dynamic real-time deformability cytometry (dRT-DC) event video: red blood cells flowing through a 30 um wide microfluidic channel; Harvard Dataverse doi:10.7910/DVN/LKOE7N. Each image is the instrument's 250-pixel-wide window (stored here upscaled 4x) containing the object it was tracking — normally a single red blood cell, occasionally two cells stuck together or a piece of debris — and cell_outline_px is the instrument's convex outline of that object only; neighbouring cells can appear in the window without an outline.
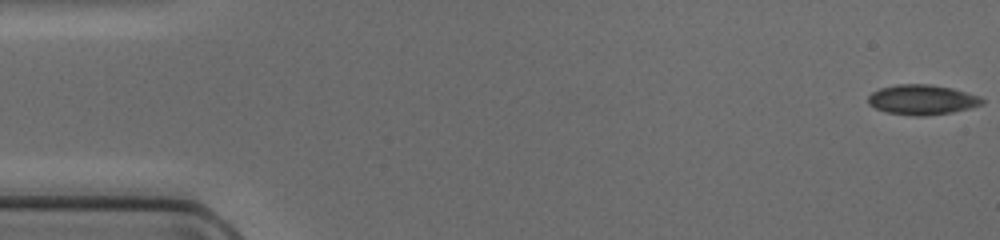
{"species": "common noctule bat (a hibernating species)", "species_latin": "Nyctalus noctula", "temperature_condition": "cold", "stored_images_in_passage": 48, "camera_frame_rate_fps": 3000, "um_per_image_px": 0.085, "animal": {"sex": "female", "body_mass_g": 17.0, "forearm_length_mm": 48.0}, "frame": {"image": 1, "passage_image": 1, "time_ms": 0.0, "image_size_px": [1000, 240], "cell_outline_px": [[984, 104], [972, 108], [952, 112], [924, 116], [916, 116], [884, 112], [868, 104], [868, 96], [872, 92], [880, 88], [896, 84], [932, 84], [952, 88], [980, 96], [984, 100]], "centroid_in_image_um": [78.39, 8.47], "position_along_channel_um": 6.6, "area_um2": 20.11}}
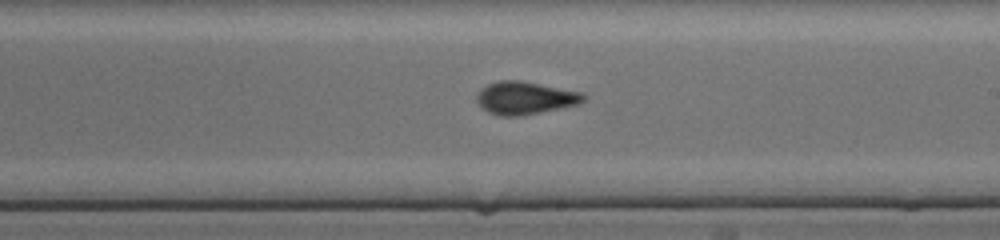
{"frame": {"image": 2, "passage_image": 28, "time_ms": 9.0, "image_size_px": [1000, 240], "cell_outline_px": [[588, 96], [584, 100], [576, 104], [560, 108], [520, 116], [500, 116], [488, 112], [476, 100], [476, 96], [480, 88], [488, 84], [500, 80], [520, 80], [580, 92]], "centroid_in_image_um": [44.6, 8.32], "position_along_channel_um": 244.4, "area_um2": 20.17}}
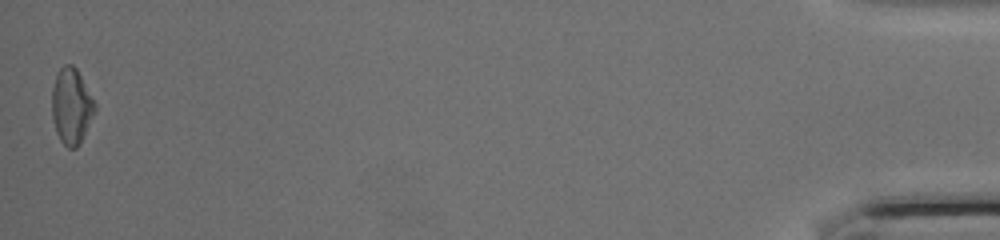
{"frame": {"image": 3, "passage_image": 48, "time_ms": 15.667, "image_size_px": [1000, 240], "cell_outline_px": [[96, 112], [80, 144], [76, 148], [68, 148], [60, 140], [56, 132], [52, 116], [52, 88], [56, 76], [60, 68], [64, 64], [72, 64], [76, 68], [96, 104]], "centroid_in_image_um": [6.08, 9.04], "position_along_channel_um": 429.1, "area_um2": 19.02}}